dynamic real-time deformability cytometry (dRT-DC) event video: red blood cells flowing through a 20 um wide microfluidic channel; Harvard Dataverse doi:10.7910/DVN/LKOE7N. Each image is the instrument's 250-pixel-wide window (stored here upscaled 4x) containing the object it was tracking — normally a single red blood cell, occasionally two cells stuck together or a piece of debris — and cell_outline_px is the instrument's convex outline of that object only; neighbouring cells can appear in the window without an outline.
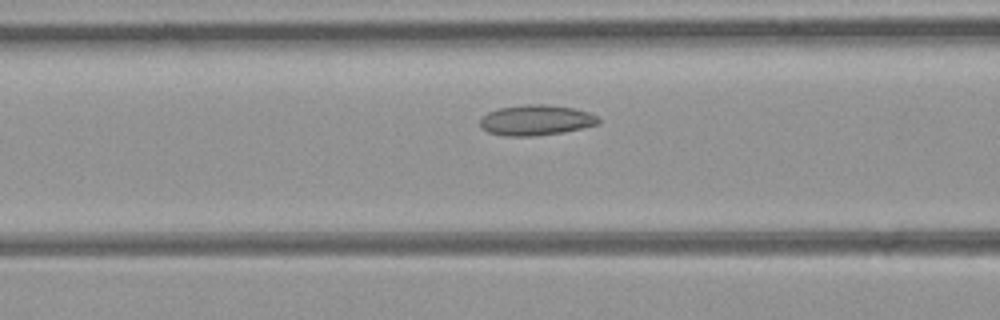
{"species": "common noctule bat (a hibernating species)", "species_latin": "Nyctalus noctula", "temperature_condition": "room temperature", "stored_images_in_passage": 8, "camera_frame_rate_fps": 3000, "um_per_image_px": 0.085, "animal": {"sex": "female", "body_mass_g": 21.9}, "frame": {"image": 1, "passage_image": 8, "time_ms": 2.333, "image_size_px": [1000, 320], "cell_outline_px": [[600, 124], [560, 132], [536, 136], [508, 136], [488, 132], [480, 124], [480, 120], [488, 112], [500, 108], [528, 104], [548, 104], [572, 108], [588, 112], [596, 116], [600, 120]], "centroid_in_image_um": [45.57, 10.21], "position_along_channel_um": 121.0, "area_um2": 20.69}}